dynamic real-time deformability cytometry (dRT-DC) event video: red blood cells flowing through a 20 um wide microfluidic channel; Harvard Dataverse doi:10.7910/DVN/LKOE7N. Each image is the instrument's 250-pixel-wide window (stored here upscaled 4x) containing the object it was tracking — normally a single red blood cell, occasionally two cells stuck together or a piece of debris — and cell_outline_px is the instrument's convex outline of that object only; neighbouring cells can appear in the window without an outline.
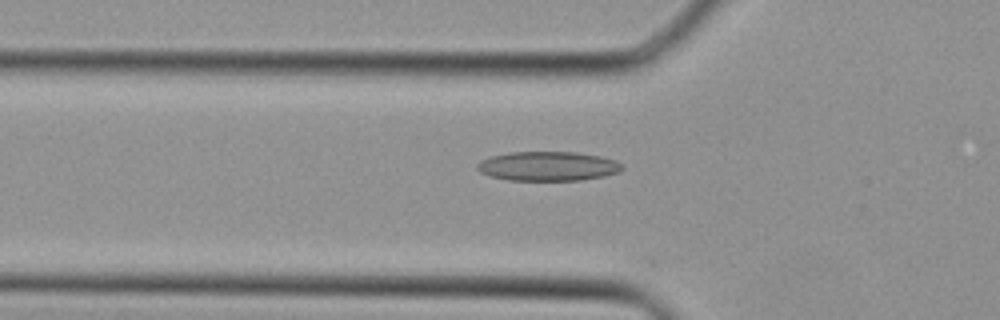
{"species": "Egyptian fruit bat (a non-hibernating species)", "species_latin": "Rousettus aegyptiacus", "temperature_condition": "cold", "stored_images_in_passage": 35, "camera_frame_rate_fps": 3000, "um_per_image_px": 0.085, "animal": {"sex": "female"}, "frame": {"image": 1, "passage_image": 13, "time_ms": 4.0, "image_size_px": [1000, 320], "cell_outline_px": [[624, 168], [620, 172], [604, 176], [580, 180], [508, 180], [488, 176], [480, 172], [476, 168], [476, 164], [480, 160], [492, 156], [508, 152], [576, 152], [600, 156], [616, 160], [624, 164]], "centroid_in_image_um": [46.58, 14.12], "position_along_channel_um": 79.2, "area_um2": 25.03}}
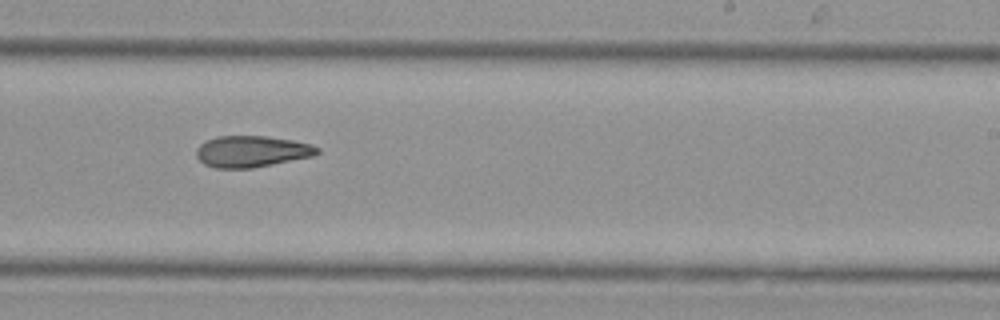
{"frame": {"image": 2, "passage_image": 24, "time_ms": 7.667, "image_size_px": [1000, 320], "cell_outline_px": [[320, 152], [312, 156], [252, 168], [216, 168], [204, 164], [196, 156], [196, 148], [200, 144], [216, 136], [264, 136], [292, 140], [312, 144], [320, 148]], "centroid_in_image_um": [21.39, 12.87], "position_along_channel_um": 267.6, "area_um2": 22.02}}
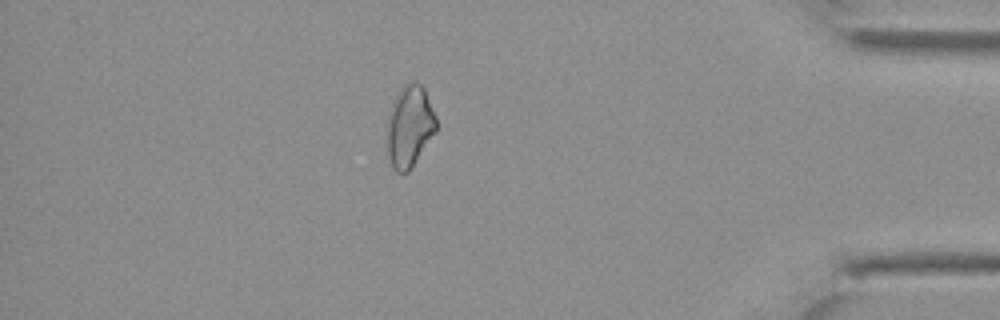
{"frame": {"image": 3, "passage_image": 34, "time_ms": 11.0, "image_size_px": [1000, 320], "cell_outline_px": [[436, 132], [408, 172], [396, 172], [392, 168], [388, 156], [388, 124], [392, 104], [396, 92], [404, 84], [412, 80], [416, 80], [424, 88], [436, 116]], "centroid_in_image_um": [34.83, 10.71], "position_along_channel_um": 400.4, "area_um2": 23.29}}